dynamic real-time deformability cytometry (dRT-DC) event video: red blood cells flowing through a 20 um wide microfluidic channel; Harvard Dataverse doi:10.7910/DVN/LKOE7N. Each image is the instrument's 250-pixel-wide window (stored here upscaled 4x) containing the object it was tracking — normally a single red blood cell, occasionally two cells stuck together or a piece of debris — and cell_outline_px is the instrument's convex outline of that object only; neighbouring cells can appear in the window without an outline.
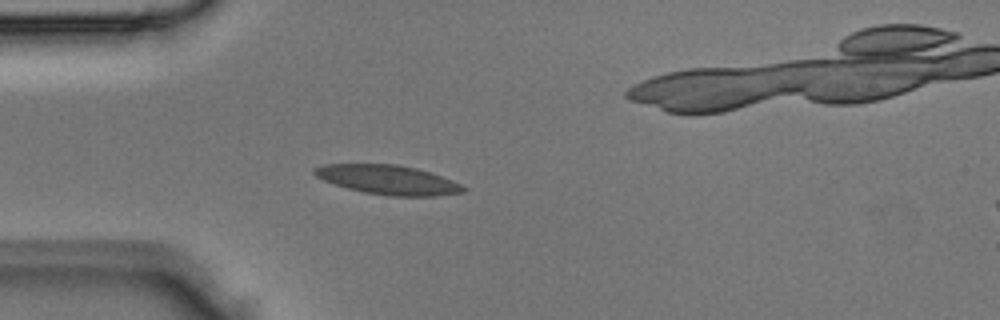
{"species": "Egyptian fruit bat (a non-hibernating species)", "species_latin": "Rousettus aegyptiacus", "temperature_condition": "room temperature", "stored_images_in_passage": 5, "camera_frame_rate_fps": 3000, "um_per_image_px": 0.085, "animal": {"sex": "male"}, "frame": {"image": 1, "passage_image": 4, "time_ms": 1.0, "image_size_px": [1000, 320], "cell_outline_px": [[468, 188], [464, 192], [436, 196], [388, 196], [364, 192], [348, 188], [324, 180], [316, 176], [312, 172], [312, 168], [324, 164], [396, 164], [416, 168], [452, 180]], "centroid_in_image_um": [32.98, 15.28], "position_along_channel_um": 52.0, "area_um2": 25.32}}